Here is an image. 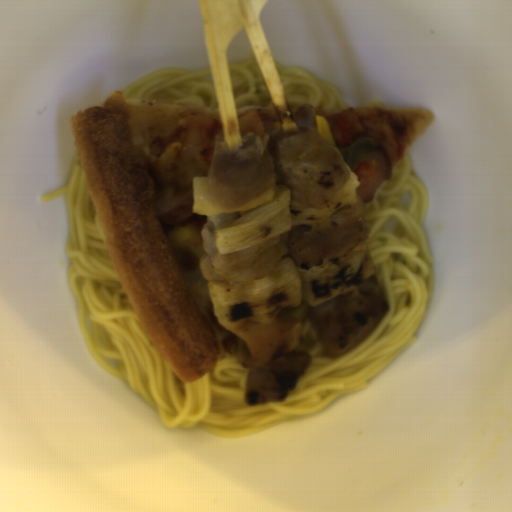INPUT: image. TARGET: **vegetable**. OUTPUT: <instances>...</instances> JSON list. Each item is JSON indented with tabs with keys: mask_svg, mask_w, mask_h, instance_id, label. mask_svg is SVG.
I'll return each mask as SVG.
<instances>
[{
	"mask_svg": "<svg viewBox=\"0 0 512 512\" xmlns=\"http://www.w3.org/2000/svg\"><path fill=\"white\" fill-rule=\"evenodd\" d=\"M376 270L365 243L310 270L285 258L268 276L245 283L208 282L212 310L220 325L236 329L267 323L299 304L320 306L363 285Z\"/></svg>",
	"mask_w": 512,
	"mask_h": 512,
	"instance_id": "add77e79",
	"label": "vegetable"
},
{
	"mask_svg": "<svg viewBox=\"0 0 512 512\" xmlns=\"http://www.w3.org/2000/svg\"><path fill=\"white\" fill-rule=\"evenodd\" d=\"M348 182L336 194L329 205L321 209L302 207L291 197L290 188L279 185L273 201L248 210L206 214V222L210 225L216 247L220 255L236 252L283 232L295 226H306L323 222L325 219L355 203L357 188L360 185L358 176L347 166Z\"/></svg>",
	"mask_w": 512,
	"mask_h": 512,
	"instance_id": "ea0f7189",
	"label": "vegetable"
}]
</instances>
